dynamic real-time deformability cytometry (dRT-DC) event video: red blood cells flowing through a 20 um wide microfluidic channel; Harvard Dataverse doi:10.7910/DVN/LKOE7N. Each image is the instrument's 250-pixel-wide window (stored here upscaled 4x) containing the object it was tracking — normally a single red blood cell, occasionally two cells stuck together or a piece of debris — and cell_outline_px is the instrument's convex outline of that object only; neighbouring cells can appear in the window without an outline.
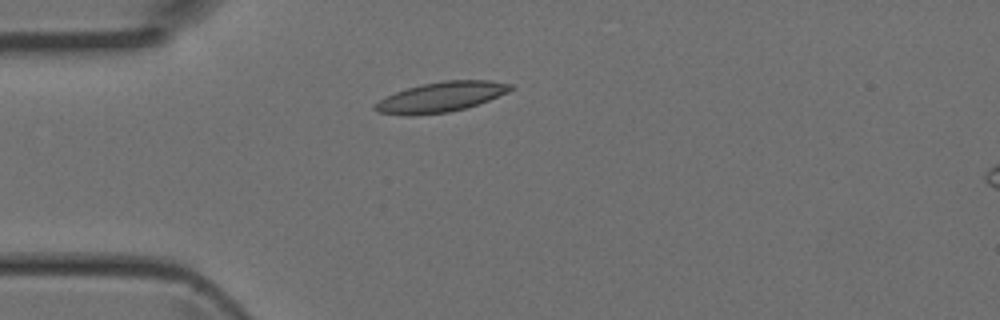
{"species": "Egyptian fruit bat (a non-hibernating species)", "species_latin": "Rousettus aegyptiacus", "temperature_condition": "room temperature", "stored_images_in_passage": 4, "camera_frame_rate_fps": 3000, "um_per_image_px": 0.085, "animal": {"sex": "female"}, "frame": {"image": 1, "passage_image": 3, "time_ms": 0.667, "image_size_px": [1000, 320], "cell_outline_px": [[516, 88], [508, 92], [488, 100], [464, 108], [448, 112], [412, 116], [408, 116], [380, 112], [372, 108], [372, 104], [396, 92], [420, 84], [444, 80], [488, 80], [516, 84]], "centroid_in_image_um": [37.51, 8.23], "position_along_channel_um": 47.5, "area_um2": 23.76}}